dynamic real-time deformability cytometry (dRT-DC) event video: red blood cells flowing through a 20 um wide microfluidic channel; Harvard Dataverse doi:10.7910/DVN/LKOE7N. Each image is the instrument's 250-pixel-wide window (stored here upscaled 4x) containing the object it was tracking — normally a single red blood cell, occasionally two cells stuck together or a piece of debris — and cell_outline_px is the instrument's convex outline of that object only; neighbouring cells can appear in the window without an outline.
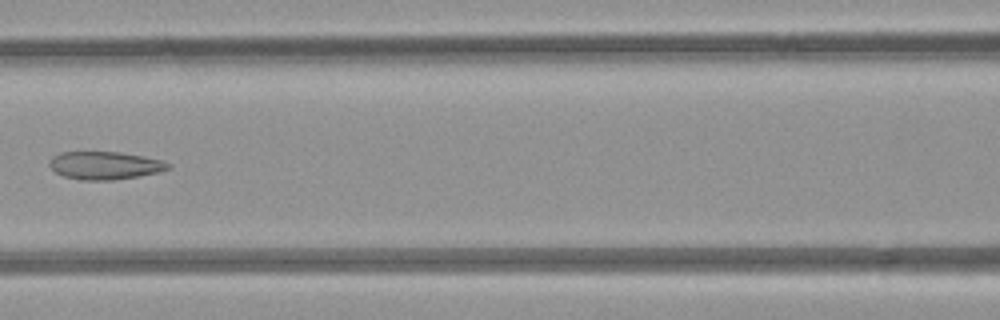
{"species": "common noctule bat (a hibernating species)", "species_latin": "Nyctalus noctula", "temperature_condition": "room temperature", "stored_images_in_passage": 4, "camera_frame_rate_fps": 3000, "um_per_image_px": 0.085, "animal": {"sex": "female", "body_mass_g": 21.9}, "frame": {"image": 1, "passage_image": 3, "time_ms": 2.333, "image_size_px": [1000, 320], "cell_outline_px": [[172, 164], [168, 168], [156, 172], [136, 176], [112, 180], [80, 180], [64, 176], [56, 172], [48, 164], [52, 156], [60, 152], [120, 152], [144, 156], [160, 160]], "centroid_in_image_um": [8.87, 14.05], "position_along_channel_um": 157.7, "area_um2": 19.07}}
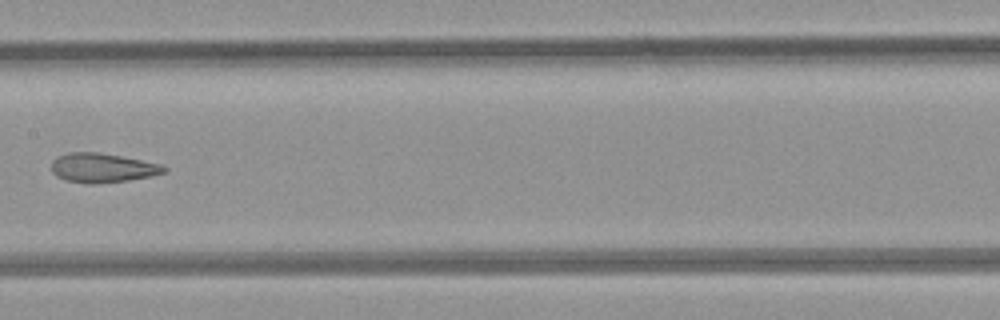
{"frame": {"image": 2, "passage_image": 4, "time_ms": 3.333, "image_size_px": [1000, 320], "cell_outline_px": [[168, 172], [128, 180], [92, 184], [88, 184], [64, 180], [56, 176], [52, 172], [52, 160], [56, 156], [68, 152], [96, 152], [120, 156], [160, 164], [168, 168]], "centroid_in_image_um": [8.66, 14.27], "position_along_channel_um": 198.7, "area_um2": 19.19}}